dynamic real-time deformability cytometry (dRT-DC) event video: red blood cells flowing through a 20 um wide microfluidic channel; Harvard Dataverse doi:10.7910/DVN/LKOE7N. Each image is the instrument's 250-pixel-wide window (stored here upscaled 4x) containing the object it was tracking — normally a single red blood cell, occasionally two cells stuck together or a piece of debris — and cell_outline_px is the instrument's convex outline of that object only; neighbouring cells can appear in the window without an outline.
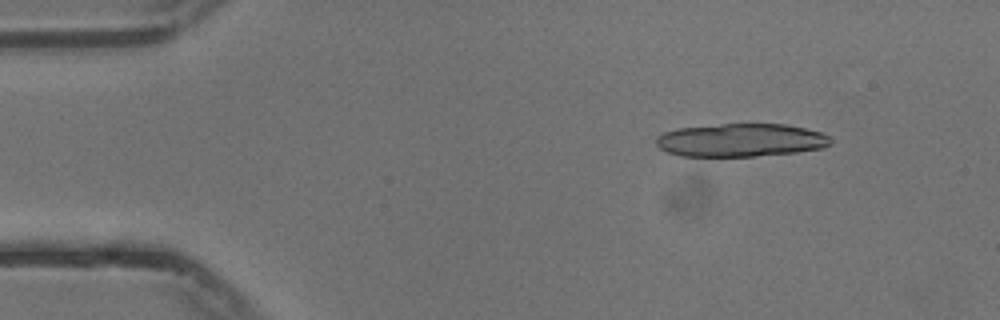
{"species": "common noctule bat (a hibernating species)", "species_latin": "Nyctalus noctula", "temperature_condition": "cold", "stored_images_in_passage": 15, "camera_frame_rate_fps": 3000, "um_per_image_px": 0.085, "animal": {"sex": "male", "body_mass_g": 13.3}, "frame": {"image": 1, "passage_image": 4, "time_ms": 1.0, "image_size_px": [1000, 320], "cell_outline_px": [[832, 140], [824, 148], [796, 152], [756, 156], [680, 156], [668, 152], [660, 148], [656, 144], [656, 136], [664, 132], [676, 128], [720, 124], [784, 124], [804, 128], [820, 132], [828, 136]], "centroid_in_image_um": [62.94, 11.91], "position_along_channel_um": 22.1, "area_um2": 33.7}}